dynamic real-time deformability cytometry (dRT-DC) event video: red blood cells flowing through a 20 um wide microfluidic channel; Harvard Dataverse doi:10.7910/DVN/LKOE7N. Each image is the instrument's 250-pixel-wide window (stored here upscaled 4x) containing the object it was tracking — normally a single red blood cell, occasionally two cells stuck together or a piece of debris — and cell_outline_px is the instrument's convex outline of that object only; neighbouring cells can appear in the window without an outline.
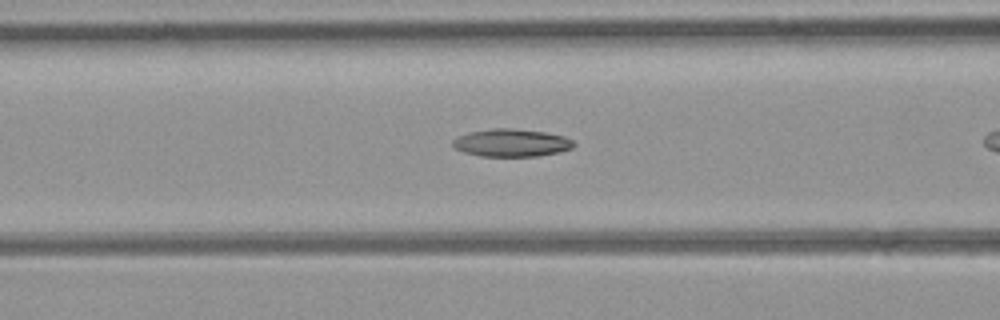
{"species": "common noctule bat (a hibernating species)", "species_latin": "Nyctalus noctula", "temperature_condition": "room temperature", "stored_images_in_passage": 18, "camera_frame_rate_fps": 3000, "um_per_image_px": 0.085, "animal": {"sex": "female", "body_mass_g": 21.9}, "frame": {"image": 1, "passage_image": 7, "time_ms": 2.0, "image_size_px": [1000, 320], "cell_outline_px": [[576, 144], [572, 148], [560, 152], [540, 156], [480, 156], [464, 152], [452, 148], [452, 140], [460, 136], [472, 132], [492, 128], [512, 128], [544, 132], [564, 136], [572, 140]], "centroid_in_image_um": [43.48, 12.15], "position_along_channel_um": 123.1, "area_um2": 19.54}}
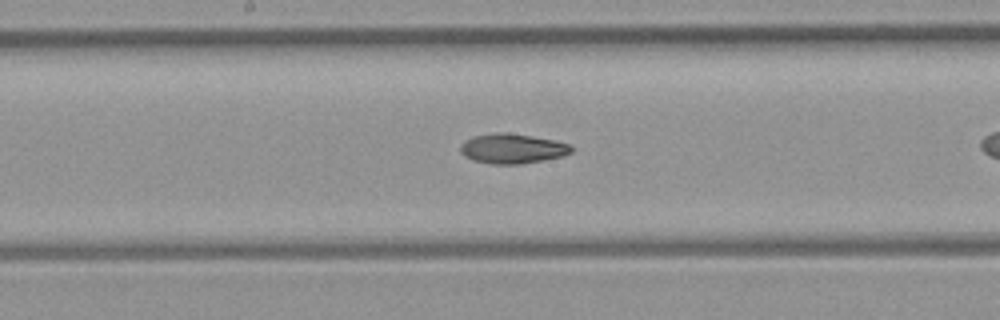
{"frame": {"image": 2, "passage_image": 13, "time_ms": 4.0, "image_size_px": [1000, 320], "cell_outline_px": [[572, 152], [564, 156], [544, 160], [520, 164], [492, 164], [472, 160], [464, 156], [460, 152], [460, 144], [464, 140], [472, 136], [496, 132], [508, 132], [532, 136], [552, 140], [568, 144], [572, 148]], "centroid_in_image_um": [43.5, 12.63], "position_along_channel_um": 204.7, "area_um2": 19.42}}
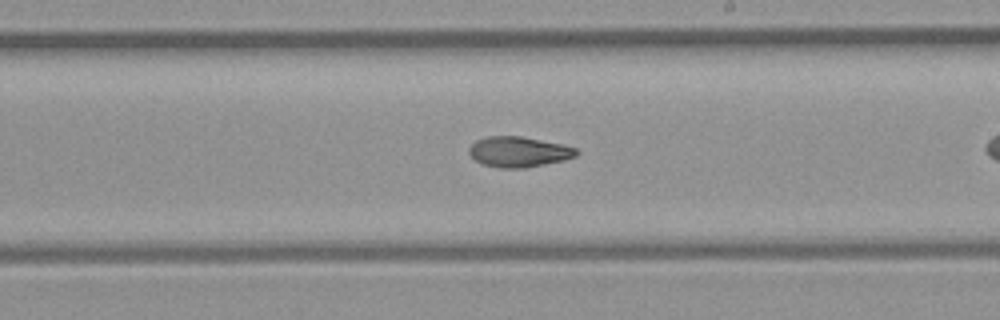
{"frame": {"image": 3, "passage_image": 16, "time_ms": 5.0, "image_size_px": [1000, 320], "cell_outline_px": [[580, 152], [576, 156], [564, 160], [524, 168], [500, 168], [484, 164], [476, 160], [468, 152], [468, 148], [476, 140], [488, 136], [520, 136], [564, 144], [576, 148]], "centroid_in_image_um": [44.11, 12.9], "position_along_channel_um": 244.9, "area_um2": 19.02}}